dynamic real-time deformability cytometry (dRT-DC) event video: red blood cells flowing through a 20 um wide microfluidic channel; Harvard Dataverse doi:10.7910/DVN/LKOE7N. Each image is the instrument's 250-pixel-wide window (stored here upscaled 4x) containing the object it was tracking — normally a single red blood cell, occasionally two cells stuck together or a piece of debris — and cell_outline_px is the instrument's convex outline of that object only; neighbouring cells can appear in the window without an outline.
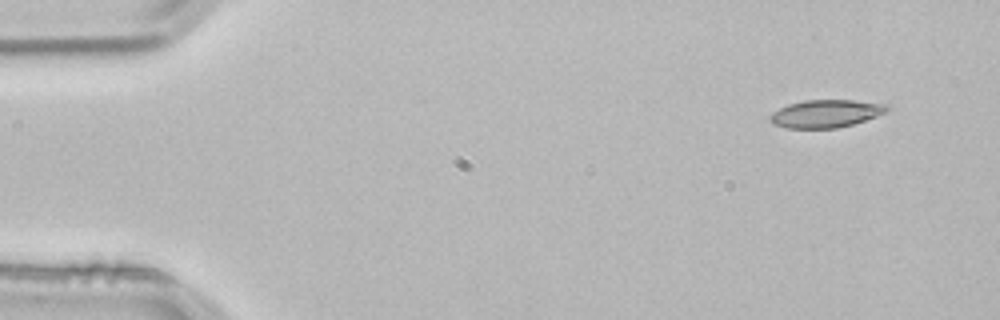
{"species": "common noctule bat (a hibernating species)", "species_latin": "Nyctalus noctula", "temperature_condition": "room temperature", "stored_images_in_passage": 3, "camera_frame_rate_fps": 3000, "um_per_image_px": 0.085, "animal": {"sex": "male", "body_mass_g": 21.5, "forearm_length_mm": 52.0}, "frame": {"image": 1, "passage_image": 1, "time_ms": 0.0, "image_size_px": [1000, 320], "cell_outline_px": [[888, 108], [884, 112], [876, 116], [852, 124], [836, 128], [784, 128], [772, 124], [768, 120], [768, 116], [772, 112], [788, 104], [804, 100], [852, 100], [888, 104]], "centroid_in_image_um": [70.12, 9.66], "position_along_channel_um": 14.9, "area_um2": 18.9}}
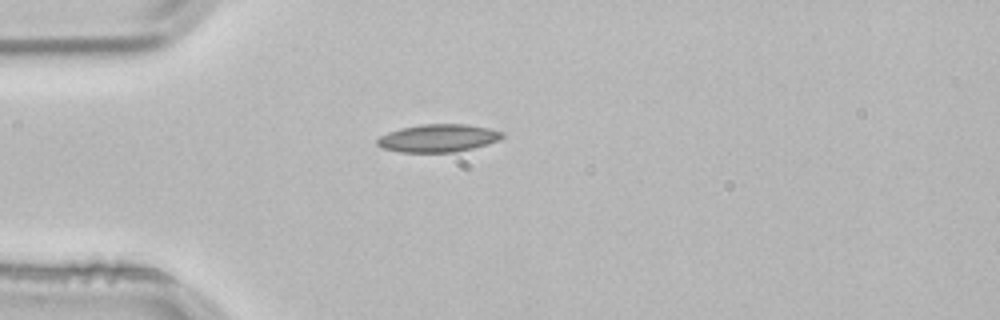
{"frame": {"image": 2, "passage_image": 3, "time_ms": 0.667, "image_size_px": [1000, 320], "cell_outline_px": [[504, 136], [500, 140], [488, 144], [456, 152], [400, 152], [384, 148], [376, 144], [376, 140], [380, 136], [388, 132], [400, 128], [420, 124], [468, 124], [488, 128], [504, 132]], "centroid_in_image_um": [37.26, 11.73], "position_along_channel_um": 47.7, "area_um2": 20.35}}